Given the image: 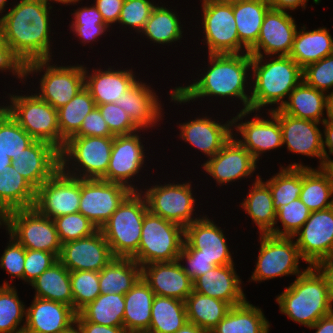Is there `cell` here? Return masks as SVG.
Instances as JSON below:
<instances>
[{
	"mask_svg": "<svg viewBox=\"0 0 333 333\" xmlns=\"http://www.w3.org/2000/svg\"><path fill=\"white\" fill-rule=\"evenodd\" d=\"M267 0H234L233 14L240 40V54L248 53L256 44L267 11Z\"/></svg>",
	"mask_w": 333,
	"mask_h": 333,
	"instance_id": "1f68e13d",
	"label": "cell"
},
{
	"mask_svg": "<svg viewBox=\"0 0 333 333\" xmlns=\"http://www.w3.org/2000/svg\"><path fill=\"white\" fill-rule=\"evenodd\" d=\"M303 262L315 266L333 255V206L311 212L309 218L293 236Z\"/></svg>",
	"mask_w": 333,
	"mask_h": 333,
	"instance_id": "ac0fdd59",
	"label": "cell"
},
{
	"mask_svg": "<svg viewBox=\"0 0 333 333\" xmlns=\"http://www.w3.org/2000/svg\"><path fill=\"white\" fill-rule=\"evenodd\" d=\"M148 211L145 196L132 191L100 228L114 257L131 258L138 251L143 218Z\"/></svg>",
	"mask_w": 333,
	"mask_h": 333,
	"instance_id": "5b68a950",
	"label": "cell"
},
{
	"mask_svg": "<svg viewBox=\"0 0 333 333\" xmlns=\"http://www.w3.org/2000/svg\"><path fill=\"white\" fill-rule=\"evenodd\" d=\"M125 298L122 294H100L78 313L88 322L124 327Z\"/></svg>",
	"mask_w": 333,
	"mask_h": 333,
	"instance_id": "bcb514c9",
	"label": "cell"
},
{
	"mask_svg": "<svg viewBox=\"0 0 333 333\" xmlns=\"http://www.w3.org/2000/svg\"><path fill=\"white\" fill-rule=\"evenodd\" d=\"M324 126L322 139H323V150H324V168H333V121L328 119L322 123ZM328 149V150H326ZM328 151V152H327Z\"/></svg>",
	"mask_w": 333,
	"mask_h": 333,
	"instance_id": "003e7915",
	"label": "cell"
},
{
	"mask_svg": "<svg viewBox=\"0 0 333 333\" xmlns=\"http://www.w3.org/2000/svg\"><path fill=\"white\" fill-rule=\"evenodd\" d=\"M48 3H49V5H51L52 6V4H50V3H59V4H62V5H77V3L79 4L80 3V1H82V0H46Z\"/></svg>",
	"mask_w": 333,
	"mask_h": 333,
	"instance_id": "34e18365",
	"label": "cell"
},
{
	"mask_svg": "<svg viewBox=\"0 0 333 333\" xmlns=\"http://www.w3.org/2000/svg\"><path fill=\"white\" fill-rule=\"evenodd\" d=\"M53 62V59L36 60L24 65L20 82L26 85L29 75L34 77L33 74L39 73L40 76L43 72L38 79L39 91L36 89L35 94L57 110L68 104L85 87V65L65 66Z\"/></svg>",
	"mask_w": 333,
	"mask_h": 333,
	"instance_id": "8992f818",
	"label": "cell"
},
{
	"mask_svg": "<svg viewBox=\"0 0 333 333\" xmlns=\"http://www.w3.org/2000/svg\"><path fill=\"white\" fill-rule=\"evenodd\" d=\"M257 174L239 207H242L253 221L252 223L256 224L259 234L274 235L276 210L273 207L271 190L259 173Z\"/></svg>",
	"mask_w": 333,
	"mask_h": 333,
	"instance_id": "836d02e7",
	"label": "cell"
},
{
	"mask_svg": "<svg viewBox=\"0 0 333 333\" xmlns=\"http://www.w3.org/2000/svg\"><path fill=\"white\" fill-rule=\"evenodd\" d=\"M38 298L73 307L70 271L58 260L29 284Z\"/></svg>",
	"mask_w": 333,
	"mask_h": 333,
	"instance_id": "f35d334b",
	"label": "cell"
},
{
	"mask_svg": "<svg viewBox=\"0 0 333 333\" xmlns=\"http://www.w3.org/2000/svg\"><path fill=\"white\" fill-rule=\"evenodd\" d=\"M288 13L271 8L267 11L259 38L248 52L251 56H289L299 28Z\"/></svg>",
	"mask_w": 333,
	"mask_h": 333,
	"instance_id": "ffe728a7",
	"label": "cell"
},
{
	"mask_svg": "<svg viewBox=\"0 0 333 333\" xmlns=\"http://www.w3.org/2000/svg\"><path fill=\"white\" fill-rule=\"evenodd\" d=\"M197 116L179 124L180 140L198 149L205 157H213L233 136L232 119L225 123L209 115Z\"/></svg>",
	"mask_w": 333,
	"mask_h": 333,
	"instance_id": "cb8c5ba5",
	"label": "cell"
},
{
	"mask_svg": "<svg viewBox=\"0 0 333 333\" xmlns=\"http://www.w3.org/2000/svg\"><path fill=\"white\" fill-rule=\"evenodd\" d=\"M159 3L153 9L151 16L146 21L145 27L140 33L141 36L150 39L152 43L160 45H172L182 40L183 38V24L179 20L176 9H170ZM178 16V17H177Z\"/></svg>",
	"mask_w": 333,
	"mask_h": 333,
	"instance_id": "ab89813d",
	"label": "cell"
},
{
	"mask_svg": "<svg viewBox=\"0 0 333 333\" xmlns=\"http://www.w3.org/2000/svg\"><path fill=\"white\" fill-rule=\"evenodd\" d=\"M11 166L37 190L60 169L59 150L48 142L34 140L12 157Z\"/></svg>",
	"mask_w": 333,
	"mask_h": 333,
	"instance_id": "d4e9b609",
	"label": "cell"
},
{
	"mask_svg": "<svg viewBox=\"0 0 333 333\" xmlns=\"http://www.w3.org/2000/svg\"><path fill=\"white\" fill-rule=\"evenodd\" d=\"M76 326L81 333H129L124 327L105 326L86 321L79 313Z\"/></svg>",
	"mask_w": 333,
	"mask_h": 333,
	"instance_id": "03108f58",
	"label": "cell"
},
{
	"mask_svg": "<svg viewBox=\"0 0 333 333\" xmlns=\"http://www.w3.org/2000/svg\"><path fill=\"white\" fill-rule=\"evenodd\" d=\"M152 1V0H151ZM150 0H124L118 24L135 30L140 34L145 27L146 21L151 16L155 6Z\"/></svg>",
	"mask_w": 333,
	"mask_h": 333,
	"instance_id": "f5cc1de1",
	"label": "cell"
},
{
	"mask_svg": "<svg viewBox=\"0 0 333 333\" xmlns=\"http://www.w3.org/2000/svg\"><path fill=\"white\" fill-rule=\"evenodd\" d=\"M205 331L191 322H186L176 333H204Z\"/></svg>",
	"mask_w": 333,
	"mask_h": 333,
	"instance_id": "753ad0ef",
	"label": "cell"
},
{
	"mask_svg": "<svg viewBox=\"0 0 333 333\" xmlns=\"http://www.w3.org/2000/svg\"><path fill=\"white\" fill-rule=\"evenodd\" d=\"M192 182L154 184L140 191L146 198L148 210L184 229L202 217L196 215L197 199L193 195ZM195 214V216H194ZM199 216V217H197Z\"/></svg>",
	"mask_w": 333,
	"mask_h": 333,
	"instance_id": "8fae6325",
	"label": "cell"
},
{
	"mask_svg": "<svg viewBox=\"0 0 333 333\" xmlns=\"http://www.w3.org/2000/svg\"><path fill=\"white\" fill-rule=\"evenodd\" d=\"M329 101L330 96L327 93L301 81L289 94L280 110L297 118L324 123L329 117Z\"/></svg>",
	"mask_w": 333,
	"mask_h": 333,
	"instance_id": "4dcf8cb0",
	"label": "cell"
},
{
	"mask_svg": "<svg viewBox=\"0 0 333 333\" xmlns=\"http://www.w3.org/2000/svg\"><path fill=\"white\" fill-rule=\"evenodd\" d=\"M10 1V0H0V19L2 18L3 14H5L6 12V9L9 8V7H6L7 2ZM6 7V8H5Z\"/></svg>",
	"mask_w": 333,
	"mask_h": 333,
	"instance_id": "2a66077c",
	"label": "cell"
},
{
	"mask_svg": "<svg viewBox=\"0 0 333 333\" xmlns=\"http://www.w3.org/2000/svg\"><path fill=\"white\" fill-rule=\"evenodd\" d=\"M275 301L282 314L307 328L333 312V298L325 278L314 266L296 276Z\"/></svg>",
	"mask_w": 333,
	"mask_h": 333,
	"instance_id": "277c9868",
	"label": "cell"
},
{
	"mask_svg": "<svg viewBox=\"0 0 333 333\" xmlns=\"http://www.w3.org/2000/svg\"><path fill=\"white\" fill-rule=\"evenodd\" d=\"M309 329H315V333H333V312L320 318Z\"/></svg>",
	"mask_w": 333,
	"mask_h": 333,
	"instance_id": "2644e50d",
	"label": "cell"
},
{
	"mask_svg": "<svg viewBox=\"0 0 333 333\" xmlns=\"http://www.w3.org/2000/svg\"><path fill=\"white\" fill-rule=\"evenodd\" d=\"M277 119L282 131V143L289 152L319 159L317 168H324L323 139L320 124L284 114L277 109Z\"/></svg>",
	"mask_w": 333,
	"mask_h": 333,
	"instance_id": "44dd1931",
	"label": "cell"
},
{
	"mask_svg": "<svg viewBox=\"0 0 333 333\" xmlns=\"http://www.w3.org/2000/svg\"><path fill=\"white\" fill-rule=\"evenodd\" d=\"M139 132L141 130L128 135L114 136L110 161L103 180L123 184L131 191L143 190L132 183L133 179L141 175L139 173L144 169L147 157L141 139L142 134L139 135Z\"/></svg>",
	"mask_w": 333,
	"mask_h": 333,
	"instance_id": "2e32d148",
	"label": "cell"
},
{
	"mask_svg": "<svg viewBox=\"0 0 333 333\" xmlns=\"http://www.w3.org/2000/svg\"><path fill=\"white\" fill-rule=\"evenodd\" d=\"M61 243L94 234L98 228L82 213L76 212L53 219Z\"/></svg>",
	"mask_w": 333,
	"mask_h": 333,
	"instance_id": "816d5d0a",
	"label": "cell"
},
{
	"mask_svg": "<svg viewBox=\"0 0 333 333\" xmlns=\"http://www.w3.org/2000/svg\"><path fill=\"white\" fill-rule=\"evenodd\" d=\"M258 240L259 254L249 281L261 283L277 277L298 276L309 267H303V270L299 268L303 259L293 237L259 234Z\"/></svg>",
	"mask_w": 333,
	"mask_h": 333,
	"instance_id": "30bf717a",
	"label": "cell"
},
{
	"mask_svg": "<svg viewBox=\"0 0 333 333\" xmlns=\"http://www.w3.org/2000/svg\"><path fill=\"white\" fill-rule=\"evenodd\" d=\"M19 94L8 93V105L2 106L34 140L48 142L60 151L57 110L35 93Z\"/></svg>",
	"mask_w": 333,
	"mask_h": 333,
	"instance_id": "9c48e42d",
	"label": "cell"
},
{
	"mask_svg": "<svg viewBox=\"0 0 333 333\" xmlns=\"http://www.w3.org/2000/svg\"><path fill=\"white\" fill-rule=\"evenodd\" d=\"M71 13L74 18L72 17L70 25L107 26L104 23L101 13L97 10L93 3L88 7H79Z\"/></svg>",
	"mask_w": 333,
	"mask_h": 333,
	"instance_id": "6125c7cd",
	"label": "cell"
},
{
	"mask_svg": "<svg viewBox=\"0 0 333 333\" xmlns=\"http://www.w3.org/2000/svg\"><path fill=\"white\" fill-rule=\"evenodd\" d=\"M96 107L89 90L84 87L68 104L57 109L60 150L63 148L65 141L79 131L84 118Z\"/></svg>",
	"mask_w": 333,
	"mask_h": 333,
	"instance_id": "f6af8a7d",
	"label": "cell"
},
{
	"mask_svg": "<svg viewBox=\"0 0 333 333\" xmlns=\"http://www.w3.org/2000/svg\"><path fill=\"white\" fill-rule=\"evenodd\" d=\"M66 333H81L80 330L77 328V326L75 325L71 330H69Z\"/></svg>",
	"mask_w": 333,
	"mask_h": 333,
	"instance_id": "09005b40",
	"label": "cell"
},
{
	"mask_svg": "<svg viewBox=\"0 0 333 333\" xmlns=\"http://www.w3.org/2000/svg\"><path fill=\"white\" fill-rule=\"evenodd\" d=\"M177 261L179 263H183L181 264V267L190 277L192 282L216 266L213 264V261L208 260L204 255H202V252L197 249L182 248Z\"/></svg>",
	"mask_w": 333,
	"mask_h": 333,
	"instance_id": "680465c9",
	"label": "cell"
},
{
	"mask_svg": "<svg viewBox=\"0 0 333 333\" xmlns=\"http://www.w3.org/2000/svg\"><path fill=\"white\" fill-rule=\"evenodd\" d=\"M235 264L217 265L193 282V291L227 302L231 307L247 298Z\"/></svg>",
	"mask_w": 333,
	"mask_h": 333,
	"instance_id": "f546056e",
	"label": "cell"
},
{
	"mask_svg": "<svg viewBox=\"0 0 333 333\" xmlns=\"http://www.w3.org/2000/svg\"><path fill=\"white\" fill-rule=\"evenodd\" d=\"M124 0H94V5L101 13L104 23L110 26L118 23Z\"/></svg>",
	"mask_w": 333,
	"mask_h": 333,
	"instance_id": "be15d7a7",
	"label": "cell"
},
{
	"mask_svg": "<svg viewBox=\"0 0 333 333\" xmlns=\"http://www.w3.org/2000/svg\"><path fill=\"white\" fill-rule=\"evenodd\" d=\"M141 278V266L133 258L114 257L100 272L101 294L125 295Z\"/></svg>",
	"mask_w": 333,
	"mask_h": 333,
	"instance_id": "74e56055",
	"label": "cell"
},
{
	"mask_svg": "<svg viewBox=\"0 0 333 333\" xmlns=\"http://www.w3.org/2000/svg\"><path fill=\"white\" fill-rule=\"evenodd\" d=\"M101 116L114 135H128L140 131L129 115L115 103L97 105Z\"/></svg>",
	"mask_w": 333,
	"mask_h": 333,
	"instance_id": "11a10c76",
	"label": "cell"
},
{
	"mask_svg": "<svg viewBox=\"0 0 333 333\" xmlns=\"http://www.w3.org/2000/svg\"><path fill=\"white\" fill-rule=\"evenodd\" d=\"M306 26L297 30L289 57L302 69L333 54V38L326 27L306 30Z\"/></svg>",
	"mask_w": 333,
	"mask_h": 333,
	"instance_id": "d6a6232c",
	"label": "cell"
},
{
	"mask_svg": "<svg viewBox=\"0 0 333 333\" xmlns=\"http://www.w3.org/2000/svg\"><path fill=\"white\" fill-rule=\"evenodd\" d=\"M11 166V158L0 147V174L9 171Z\"/></svg>",
	"mask_w": 333,
	"mask_h": 333,
	"instance_id": "8c879c8a",
	"label": "cell"
},
{
	"mask_svg": "<svg viewBox=\"0 0 333 333\" xmlns=\"http://www.w3.org/2000/svg\"><path fill=\"white\" fill-rule=\"evenodd\" d=\"M188 322L185 302L155 295L147 333H176Z\"/></svg>",
	"mask_w": 333,
	"mask_h": 333,
	"instance_id": "b9f144b4",
	"label": "cell"
},
{
	"mask_svg": "<svg viewBox=\"0 0 333 333\" xmlns=\"http://www.w3.org/2000/svg\"><path fill=\"white\" fill-rule=\"evenodd\" d=\"M53 7L46 0H19L0 19L9 50L22 66L54 56L50 18Z\"/></svg>",
	"mask_w": 333,
	"mask_h": 333,
	"instance_id": "7a4b0ae2",
	"label": "cell"
},
{
	"mask_svg": "<svg viewBox=\"0 0 333 333\" xmlns=\"http://www.w3.org/2000/svg\"><path fill=\"white\" fill-rule=\"evenodd\" d=\"M243 303L232 306L225 317L211 330L212 333H269L270 323L262 308Z\"/></svg>",
	"mask_w": 333,
	"mask_h": 333,
	"instance_id": "8d00e7d4",
	"label": "cell"
},
{
	"mask_svg": "<svg viewBox=\"0 0 333 333\" xmlns=\"http://www.w3.org/2000/svg\"><path fill=\"white\" fill-rule=\"evenodd\" d=\"M114 258L100 229L94 234L62 244L59 261L71 271L100 272Z\"/></svg>",
	"mask_w": 333,
	"mask_h": 333,
	"instance_id": "7402d4cb",
	"label": "cell"
},
{
	"mask_svg": "<svg viewBox=\"0 0 333 333\" xmlns=\"http://www.w3.org/2000/svg\"><path fill=\"white\" fill-rule=\"evenodd\" d=\"M31 303L24 333H66L76 325L77 312L69 305L38 297Z\"/></svg>",
	"mask_w": 333,
	"mask_h": 333,
	"instance_id": "484cf974",
	"label": "cell"
},
{
	"mask_svg": "<svg viewBox=\"0 0 333 333\" xmlns=\"http://www.w3.org/2000/svg\"><path fill=\"white\" fill-rule=\"evenodd\" d=\"M184 302L188 322L204 331L213 330L231 308L225 301L195 291H192Z\"/></svg>",
	"mask_w": 333,
	"mask_h": 333,
	"instance_id": "60d3db41",
	"label": "cell"
},
{
	"mask_svg": "<svg viewBox=\"0 0 333 333\" xmlns=\"http://www.w3.org/2000/svg\"><path fill=\"white\" fill-rule=\"evenodd\" d=\"M94 69L91 71L84 67L85 87L89 90L96 106L102 104L116 103L138 79L133 69L117 70L108 65L104 68ZM115 69V70H114ZM138 77V78H136Z\"/></svg>",
	"mask_w": 333,
	"mask_h": 333,
	"instance_id": "f1b7e54d",
	"label": "cell"
},
{
	"mask_svg": "<svg viewBox=\"0 0 333 333\" xmlns=\"http://www.w3.org/2000/svg\"><path fill=\"white\" fill-rule=\"evenodd\" d=\"M7 220H8V212L5 209H0V226L1 227L3 226L5 230H7Z\"/></svg>",
	"mask_w": 333,
	"mask_h": 333,
	"instance_id": "11e5206c",
	"label": "cell"
},
{
	"mask_svg": "<svg viewBox=\"0 0 333 333\" xmlns=\"http://www.w3.org/2000/svg\"><path fill=\"white\" fill-rule=\"evenodd\" d=\"M252 113L254 115L250 116ZM259 113L260 111L239 110L237 115L232 118V129H235L234 138L250 152L257 162L264 153L283 147L277 109L266 113L270 116L269 119H264ZM249 116L252 117V120ZM247 117H249L248 120H246ZM244 118L245 122H243ZM236 133L240 134L239 137L241 136L242 139H238Z\"/></svg>",
	"mask_w": 333,
	"mask_h": 333,
	"instance_id": "5bb4252c",
	"label": "cell"
},
{
	"mask_svg": "<svg viewBox=\"0 0 333 333\" xmlns=\"http://www.w3.org/2000/svg\"><path fill=\"white\" fill-rule=\"evenodd\" d=\"M81 198V179L59 169L37 190L34 208L50 219L76 213Z\"/></svg>",
	"mask_w": 333,
	"mask_h": 333,
	"instance_id": "9a60e30c",
	"label": "cell"
},
{
	"mask_svg": "<svg viewBox=\"0 0 333 333\" xmlns=\"http://www.w3.org/2000/svg\"><path fill=\"white\" fill-rule=\"evenodd\" d=\"M214 1H227V2H230V1H234V0H214Z\"/></svg>",
	"mask_w": 333,
	"mask_h": 333,
	"instance_id": "979ff035",
	"label": "cell"
},
{
	"mask_svg": "<svg viewBox=\"0 0 333 333\" xmlns=\"http://www.w3.org/2000/svg\"><path fill=\"white\" fill-rule=\"evenodd\" d=\"M132 191L103 179H81L79 213L100 229Z\"/></svg>",
	"mask_w": 333,
	"mask_h": 333,
	"instance_id": "e0dca14e",
	"label": "cell"
},
{
	"mask_svg": "<svg viewBox=\"0 0 333 333\" xmlns=\"http://www.w3.org/2000/svg\"><path fill=\"white\" fill-rule=\"evenodd\" d=\"M184 236L185 229L182 226L148 211L143 218L138 251L131 258L140 266L176 261Z\"/></svg>",
	"mask_w": 333,
	"mask_h": 333,
	"instance_id": "ba28073f",
	"label": "cell"
},
{
	"mask_svg": "<svg viewBox=\"0 0 333 333\" xmlns=\"http://www.w3.org/2000/svg\"><path fill=\"white\" fill-rule=\"evenodd\" d=\"M9 242L0 257V268L5 270L13 278L24 281L25 248L9 233Z\"/></svg>",
	"mask_w": 333,
	"mask_h": 333,
	"instance_id": "9f6ffc18",
	"label": "cell"
},
{
	"mask_svg": "<svg viewBox=\"0 0 333 333\" xmlns=\"http://www.w3.org/2000/svg\"><path fill=\"white\" fill-rule=\"evenodd\" d=\"M269 58V59H267ZM266 61H265V60ZM250 110L280 109L303 81L302 68L289 56H252ZM254 83V84H253Z\"/></svg>",
	"mask_w": 333,
	"mask_h": 333,
	"instance_id": "3957f363",
	"label": "cell"
},
{
	"mask_svg": "<svg viewBox=\"0 0 333 333\" xmlns=\"http://www.w3.org/2000/svg\"><path fill=\"white\" fill-rule=\"evenodd\" d=\"M208 58V67L201 72V77L196 75L197 80L194 79L191 84L176 86L169 91L170 102L184 105L213 96L219 97L221 103V98L227 97V100L232 98L231 102L233 98L240 100L243 106L241 111L250 110L252 56L249 53L208 54Z\"/></svg>",
	"mask_w": 333,
	"mask_h": 333,
	"instance_id": "6da1fadb",
	"label": "cell"
},
{
	"mask_svg": "<svg viewBox=\"0 0 333 333\" xmlns=\"http://www.w3.org/2000/svg\"><path fill=\"white\" fill-rule=\"evenodd\" d=\"M0 103V147L12 159L26 149L34 139L17 123Z\"/></svg>",
	"mask_w": 333,
	"mask_h": 333,
	"instance_id": "c3c4849f",
	"label": "cell"
},
{
	"mask_svg": "<svg viewBox=\"0 0 333 333\" xmlns=\"http://www.w3.org/2000/svg\"><path fill=\"white\" fill-rule=\"evenodd\" d=\"M58 260L54 253L25 249L24 283L27 282L26 284L29 285Z\"/></svg>",
	"mask_w": 333,
	"mask_h": 333,
	"instance_id": "6f0895ef",
	"label": "cell"
},
{
	"mask_svg": "<svg viewBox=\"0 0 333 333\" xmlns=\"http://www.w3.org/2000/svg\"><path fill=\"white\" fill-rule=\"evenodd\" d=\"M314 267L325 278L330 295L333 298V255L320 260Z\"/></svg>",
	"mask_w": 333,
	"mask_h": 333,
	"instance_id": "a7ac6f4b",
	"label": "cell"
},
{
	"mask_svg": "<svg viewBox=\"0 0 333 333\" xmlns=\"http://www.w3.org/2000/svg\"><path fill=\"white\" fill-rule=\"evenodd\" d=\"M141 277L155 295L185 301L193 291L192 280L177 260L143 265Z\"/></svg>",
	"mask_w": 333,
	"mask_h": 333,
	"instance_id": "83f0119b",
	"label": "cell"
},
{
	"mask_svg": "<svg viewBox=\"0 0 333 333\" xmlns=\"http://www.w3.org/2000/svg\"><path fill=\"white\" fill-rule=\"evenodd\" d=\"M7 233L25 249L54 253L58 258L62 243L52 219L41 215L34 207L8 212Z\"/></svg>",
	"mask_w": 333,
	"mask_h": 333,
	"instance_id": "7c38bea8",
	"label": "cell"
},
{
	"mask_svg": "<svg viewBox=\"0 0 333 333\" xmlns=\"http://www.w3.org/2000/svg\"><path fill=\"white\" fill-rule=\"evenodd\" d=\"M114 137L110 132L107 123L101 116L100 110L96 107L91 111L82 123L79 131L72 137Z\"/></svg>",
	"mask_w": 333,
	"mask_h": 333,
	"instance_id": "91938a15",
	"label": "cell"
},
{
	"mask_svg": "<svg viewBox=\"0 0 333 333\" xmlns=\"http://www.w3.org/2000/svg\"><path fill=\"white\" fill-rule=\"evenodd\" d=\"M311 214L310 209L297 198L276 211L274 236L293 237L304 225ZM282 224L280 229L278 223Z\"/></svg>",
	"mask_w": 333,
	"mask_h": 333,
	"instance_id": "681fc988",
	"label": "cell"
},
{
	"mask_svg": "<svg viewBox=\"0 0 333 333\" xmlns=\"http://www.w3.org/2000/svg\"><path fill=\"white\" fill-rule=\"evenodd\" d=\"M271 9L281 10V11H294L301 7L306 9L308 0H267Z\"/></svg>",
	"mask_w": 333,
	"mask_h": 333,
	"instance_id": "89a4df30",
	"label": "cell"
},
{
	"mask_svg": "<svg viewBox=\"0 0 333 333\" xmlns=\"http://www.w3.org/2000/svg\"><path fill=\"white\" fill-rule=\"evenodd\" d=\"M291 162L285 166L280 164V170L271 178L263 180L270 188L273 207L278 211L282 206L299 198L302 189V167H309L303 163Z\"/></svg>",
	"mask_w": 333,
	"mask_h": 333,
	"instance_id": "ee69618b",
	"label": "cell"
},
{
	"mask_svg": "<svg viewBox=\"0 0 333 333\" xmlns=\"http://www.w3.org/2000/svg\"><path fill=\"white\" fill-rule=\"evenodd\" d=\"M302 78L307 85L333 96V54L307 65Z\"/></svg>",
	"mask_w": 333,
	"mask_h": 333,
	"instance_id": "db71d44e",
	"label": "cell"
},
{
	"mask_svg": "<svg viewBox=\"0 0 333 333\" xmlns=\"http://www.w3.org/2000/svg\"><path fill=\"white\" fill-rule=\"evenodd\" d=\"M155 294L141 277L124 295L123 325L129 333H147L151 322V308Z\"/></svg>",
	"mask_w": 333,
	"mask_h": 333,
	"instance_id": "e575fe53",
	"label": "cell"
},
{
	"mask_svg": "<svg viewBox=\"0 0 333 333\" xmlns=\"http://www.w3.org/2000/svg\"><path fill=\"white\" fill-rule=\"evenodd\" d=\"M17 292L8 281L0 286V333H24L26 305Z\"/></svg>",
	"mask_w": 333,
	"mask_h": 333,
	"instance_id": "7dc6e473",
	"label": "cell"
},
{
	"mask_svg": "<svg viewBox=\"0 0 333 333\" xmlns=\"http://www.w3.org/2000/svg\"><path fill=\"white\" fill-rule=\"evenodd\" d=\"M70 283L73 295V309L77 313L101 294L99 272L97 271H71Z\"/></svg>",
	"mask_w": 333,
	"mask_h": 333,
	"instance_id": "f907efd6",
	"label": "cell"
},
{
	"mask_svg": "<svg viewBox=\"0 0 333 333\" xmlns=\"http://www.w3.org/2000/svg\"><path fill=\"white\" fill-rule=\"evenodd\" d=\"M35 199L36 189L12 166L0 174V204L7 212L32 208Z\"/></svg>",
	"mask_w": 333,
	"mask_h": 333,
	"instance_id": "7bdbcfd3",
	"label": "cell"
},
{
	"mask_svg": "<svg viewBox=\"0 0 333 333\" xmlns=\"http://www.w3.org/2000/svg\"><path fill=\"white\" fill-rule=\"evenodd\" d=\"M142 81L138 79L115 104L123 109L143 132L156 127L158 122L162 121L164 109L157 92Z\"/></svg>",
	"mask_w": 333,
	"mask_h": 333,
	"instance_id": "4316f807",
	"label": "cell"
},
{
	"mask_svg": "<svg viewBox=\"0 0 333 333\" xmlns=\"http://www.w3.org/2000/svg\"><path fill=\"white\" fill-rule=\"evenodd\" d=\"M113 139L70 137L59 151L60 169L80 179H102L109 165Z\"/></svg>",
	"mask_w": 333,
	"mask_h": 333,
	"instance_id": "52a82bcc",
	"label": "cell"
},
{
	"mask_svg": "<svg viewBox=\"0 0 333 333\" xmlns=\"http://www.w3.org/2000/svg\"><path fill=\"white\" fill-rule=\"evenodd\" d=\"M73 35L78 37L80 44L82 46L91 44L99 41V37L110 32V28L108 26H84V25H69ZM87 43V44H86ZM85 44V45H84Z\"/></svg>",
	"mask_w": 333,
	"mask_h": 333,
	"instance_id": "e7e4bbea",
	"label": "cell"
},
{
	"mask_svg": "<svg viewBox=\"0 0 333 333\" xmlns=\"http://www.w3.org/2000/svg\"><path fill=\"white\" fill-rule=\"evenodd\" d=\"M0 71L12 72L16 78L21 80L23 73V66L15 59L9 50L4 29L0 23Z\"/></svg>",
	"mask_w": 333,
	"mask_h": 333,
	"instance_id": "94428289",
	"label": "cell"
},
{
	"mask_svg": "<svg viewBox=\"0 0 333 333\" xmlns=\"http://www.w3.org/2000/svg\"><path fill=\"white\" fill-rule=\"evenodd\" d=\"M299 198L311 212L332 207V169L302 167V189Z\"/></svg>",
	"mask_w": 333,
	"mask_h": 333,
	"instance_id": "d590c367",
	"label": "cell"
},
{
	"mask_svg": "<svg viewBox=\"0 0 333 333\" xmlns=\"http://www.w3.org/2000/svg\"><path fill=\"white\" fill-rule=\"evenodd\" d=\"M208 215L185 228L183 249H197L214 265L235 264L223 229Z\"/></svg>",
	"mask_w": 333,
	"mask_h": 333,
	"instance_id": "603a6c76",
	"label": "cell"
},
{
	"mask_svg": "<svg viewBox=\"0 0 333 333\" xmlns=\"http://www.w3.org/2000/svg\"><path fill=\"white\" fill-rule=\"evenodd\" d=\"M329 118L333 121V96L330 97L329 101Z\"/></svg>",
	"mask_w": 333,
	"mask_h": 333,
	"instance_id": "b9fcfbb0",
	"label": "cell"
},
{
	"mask_svg": "<svg viewBox=\"0 0 333 333\" xmlns=\"http://www.w3.org/2000/svg\"><path fill=\"white\" fill-rule=\"evenodd\" d=\"M205 174L210 175L219 186L231 184L237 180L253 177L257 161L234 136L213 157L202 165ZM249 176V177H248ZM231 182V183H230Z\"/></svg>",
	"mask_w": 333,
	"mask_h": 333,
	"instance_id": "d6986e66",
	"label": "cell"
},
{
	"mask_svg": "<svg viewBox=\"0 0 333 333\" xmlns=\"http://www.w3.org/2000/svg\"><path fill=\"white\" fill-rule=\"evenodd\" d=\"M201 1V0H200ZM204 44L208 54H240V40L233 14V1H201Z\"/></svg>",
	"mask_w": 333,
	"mask_h": 333,
	"instance_id": "4fadbf2b",
	"label": "cell"
}]
</instances>
